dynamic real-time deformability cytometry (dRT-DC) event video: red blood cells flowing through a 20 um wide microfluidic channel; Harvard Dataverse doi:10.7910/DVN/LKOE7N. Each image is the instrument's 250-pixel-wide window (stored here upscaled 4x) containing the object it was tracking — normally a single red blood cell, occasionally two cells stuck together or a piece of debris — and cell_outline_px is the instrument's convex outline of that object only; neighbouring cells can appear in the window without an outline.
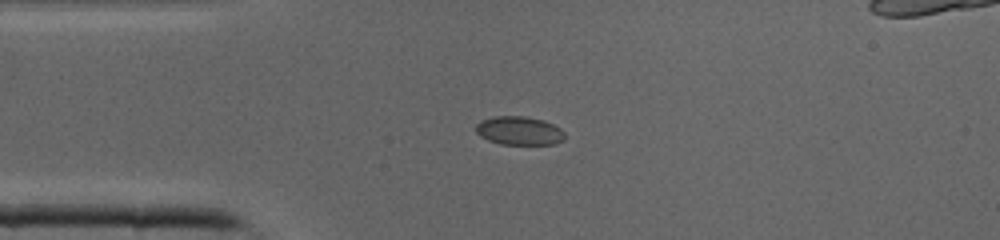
{"species": "common noctule bat (a hibernating species)", "species_latin": "Nyctalus noctula", "temperature_condition": "cold", "stored_images_in_passage": 33, "camera_frame_rate_fps": 3000, "um_per_image_px": 0.085, "animal": {"sex": "male", "body_mass_g": 19.0, "forearm_length_mm": 50.8}, "frame": {"image": 1, "passage_image": 1, "time_ms": 0.0, "image_size_px": [1000, 240], "cell_outline_px": [[564, 140], [552, 144], [500, 144], [488, 140], [480, 136], [476, 132], [476, 124], [480, 120], [492, 116], [524, 116], [544, 120], [560, 128], [564, 132]], "centroid_in_image_um": [44.11, 11.1], "position_along_channel_um": 40.9, "area_um2": 14.85}}
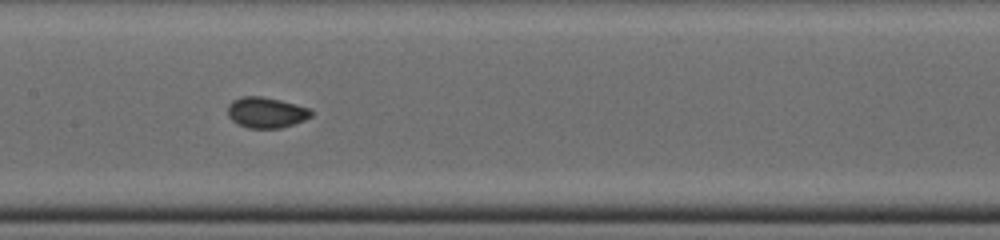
{"frame": {"image": 2, "passage_image": 11, "time_ms": 3.333, "image_size_px": [1000, 240], "cell_outline_px": [[312, 116], [304, 120], [280, 128], [248, 128], [232, 120], [228, 116], [228, 104], [232, 100], [244, 96], [260, 96], [280, 100], [312, 108]], "centroid_in_image_um": [22.64, 9.55], "position_along_channel_um": 184.8, "area_um2": 14.91}}
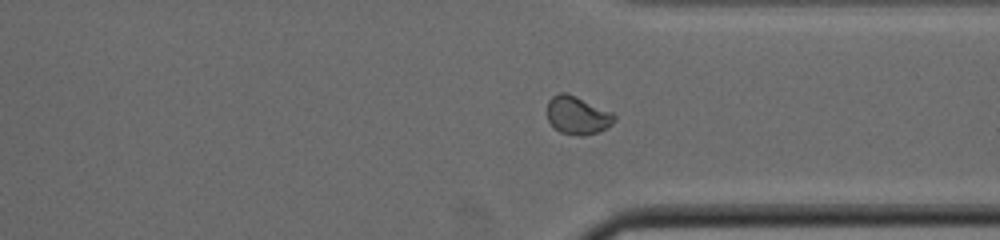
{"frame": {"image": 3, "passage_image": 22, "time_ms": 7.0, "image_size_px": [1000, 240], "cell_outline_px": [[616, 120], [608, 128], [584, 136], [580, 136], [560, 132], [548, 120], [548, 100], [552, 96], [560, 92], [564, 92], [576, 96], [612, 112], [616, 116]], "centroid_in_image_um": [49.11, 9.8], "position_along_channel_um": 362.3, "area_um2": 14.85}}